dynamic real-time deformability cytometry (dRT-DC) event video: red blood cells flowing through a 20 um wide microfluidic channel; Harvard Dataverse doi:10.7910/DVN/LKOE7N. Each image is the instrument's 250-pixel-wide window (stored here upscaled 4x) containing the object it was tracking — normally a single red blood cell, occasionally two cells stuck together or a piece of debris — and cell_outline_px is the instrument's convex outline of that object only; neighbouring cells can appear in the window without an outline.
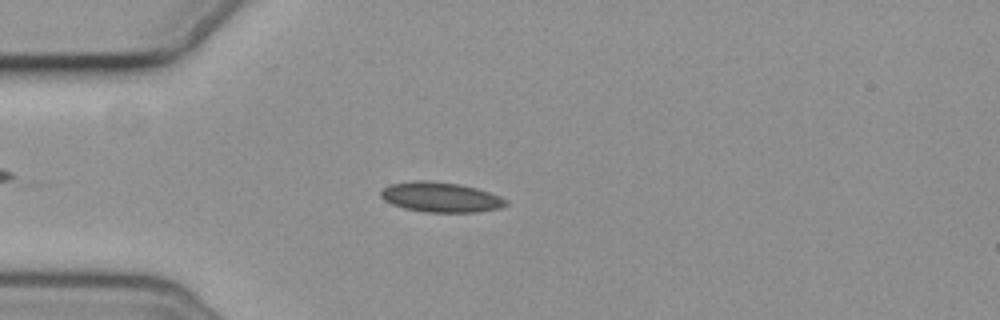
{"species": "common noctule bat (a hibernating species)", "species_latin": "Nyctalus noctula", "temperature_condition": "cold", "stored_images_in_passage": 5, "camera_frame_rate_fps": 3000, "um_per_image_px": 0.085, "animal": {"sex": "female", "body_mass_g": 19.3, "forearm_length_mm": 54.1}, "frame": {"image": 1, "passage_image": 2, "time_ms": 1.333, "image_size_px": [1000, 320], "cell_outline_px": [[508, 204], [504, 208], [476, 212], [424, 212], [404, 208], [392, 204], [384, 200], [380, 196], [380, 192], [384, 188], [392, 184], [412, 180], [428, 180], [460, 184], [476, 188], [500, 196], [508, 200]], "centroid_in_image_um": [37.49, 16.76], "position_along_channel_um": 47.5, "area_um2": 22.02}}
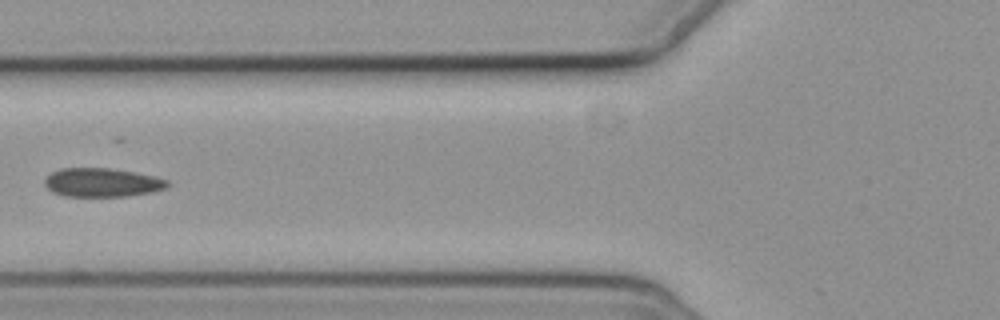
{"frame": {"image": 2, "passage_image": 4, "time_ms": 3.667, "image_size_px": [1000, 320], "cell_outline_px": [[172, 184], [168, 188], [152, 192], [128, 196], [64, 196], [52, 192], [44, 184], [44, 180], [52, 172], [60, 168], [108, 168], [136, 172], [156, 176], [168, 180]], "centroid_in_image_um": [8.73, 15.51], "position_along_channel_um": 117.1, "area_um2": 20.81}}
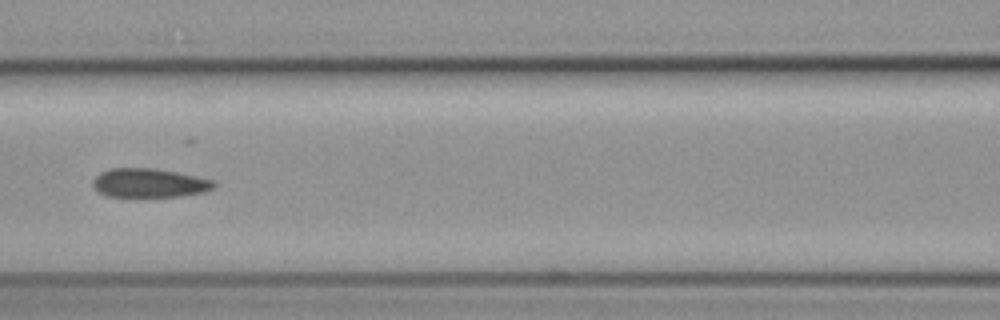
{"frame": {"image": 3, "passage_image": 5, "time_ms": 4.667, "image_size_px": [1000, 320], "cell_outline_px": [[216, 184], [212, 188], [204, 192], [176, 196], [128, 200], [104, 196], [96, 192], [92, 184], [92, 180], [100, 172], [112, 168], [152, 168], [176, 172], [212, 180]], "centroid_in_image_um": [12.55, 15.61], "position_along_channel_um": 154.0, "area_um2": 21.27}}